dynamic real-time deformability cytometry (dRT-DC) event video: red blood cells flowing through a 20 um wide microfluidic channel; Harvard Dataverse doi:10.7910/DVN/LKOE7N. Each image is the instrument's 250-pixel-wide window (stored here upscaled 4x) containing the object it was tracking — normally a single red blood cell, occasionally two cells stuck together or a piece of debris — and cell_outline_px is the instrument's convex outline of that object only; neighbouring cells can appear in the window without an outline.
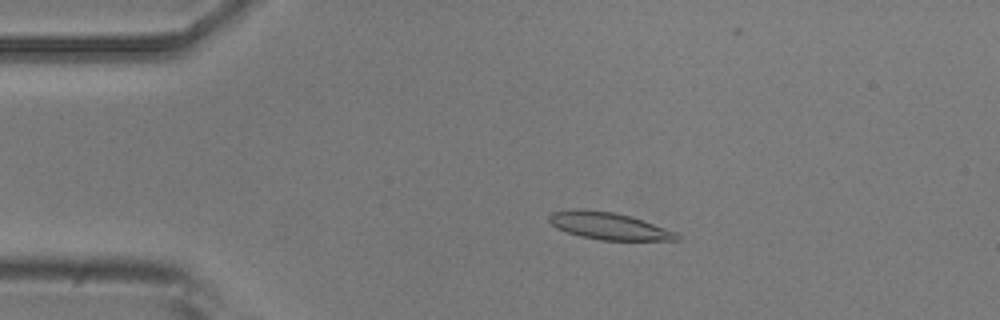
{"species": "common noctule bat (a hibernating species)", "species_latin": "Nyctalus noctula", "temperature_condition": "room temperature", "stored_images_in_passage": 6, "camera_frame_rate_fps": 3000, "um_per_image_px": 0.085, "animal": {"sex": "male", "body_mass_g": 20.5, "forearm_length_mm": 52.5}, "frame": {"image": 1, "passage_image": 4, "time_ms": 3.333, "image_size_px": [1000, 320], "cell_outline_px": [[680, 240], [600, 240], [580, 236], [556, 228], [548, 220], [548, 216], [552, 212], [580, 208], [584, 208], [616, 212], [676, 232], [680, 236]], "centroid_in_image_um": [51.69, 19.2], "position_along_channel_um": 33.3, "area_um2": 20.06}}
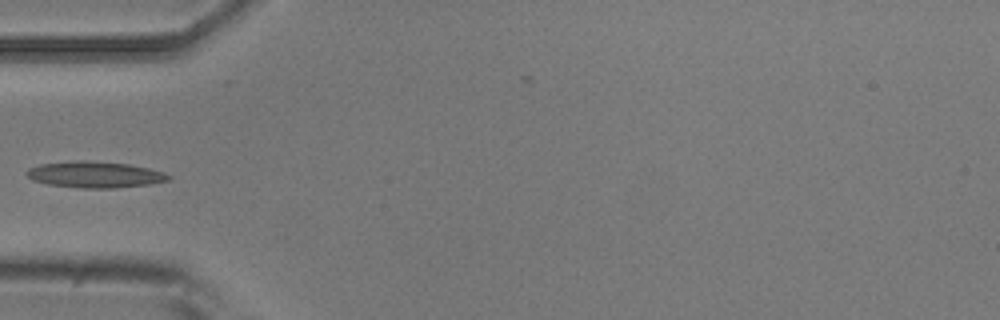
{"frame": {"image": 2, "passage_image": 6, "time_ms": 5.667, "image_size_px": [1000, 320], "cell_outline_px": [[172, 176], [168, 180], [148, 184], [112, 188], [80, 188], [48, 184], [32, 180], [24, 172], [28, 168], [40, 164], [76, 160], [80, 160], [128, 164], [148, 168], [164, 172]], "centroid_in_image_um": [8.03, 14.84], "position_along_channel_um": 77.0, "area_um2": 21.56}}